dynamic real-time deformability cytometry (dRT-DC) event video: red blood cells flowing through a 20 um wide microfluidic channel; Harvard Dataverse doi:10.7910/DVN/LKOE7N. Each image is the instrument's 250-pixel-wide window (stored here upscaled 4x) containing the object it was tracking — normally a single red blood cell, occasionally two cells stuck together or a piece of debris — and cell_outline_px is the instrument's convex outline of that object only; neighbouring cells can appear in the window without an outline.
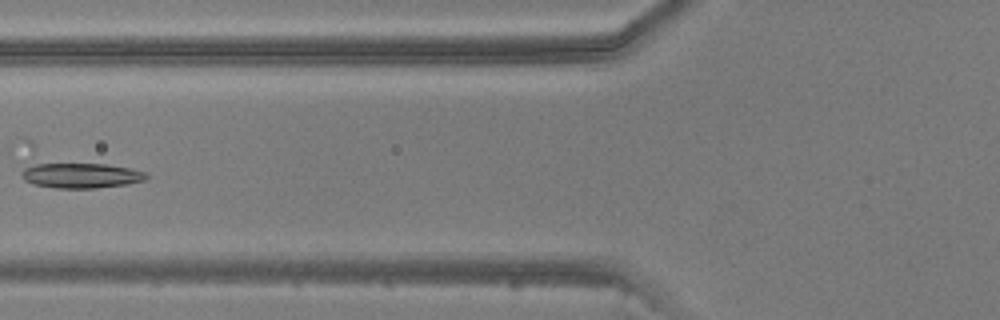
{"species": "common noctule bat (a hibernating species)", "species_latin": "Nyctalus noctula", "temperature_condition": "warm", "stored_images_in_passage": 6, "camera_frame_rate_fps": 3000, "um_per_image_px": 0.085, "animal": {"sex": "male", "body_mass_g": 20.5, "forearm_length_mm": 52.5}, "frame": {"image": 1, "passage_image": 6, "time_ms": 5.667, "image_size_px": [1000, 320], "cell_outline_px": [[148, 176], [144, 180], [128, 184], [96, 188], [56, 188], [36, 184], [24, 180], [20, 176], [20, 172], [24, 168], [40, 160], [108, 164], [148, 172]], "centroid_in_image_um": [6.79, 14.85], "position_along_channel_um": 119.0, "area_um2": 19.31}}